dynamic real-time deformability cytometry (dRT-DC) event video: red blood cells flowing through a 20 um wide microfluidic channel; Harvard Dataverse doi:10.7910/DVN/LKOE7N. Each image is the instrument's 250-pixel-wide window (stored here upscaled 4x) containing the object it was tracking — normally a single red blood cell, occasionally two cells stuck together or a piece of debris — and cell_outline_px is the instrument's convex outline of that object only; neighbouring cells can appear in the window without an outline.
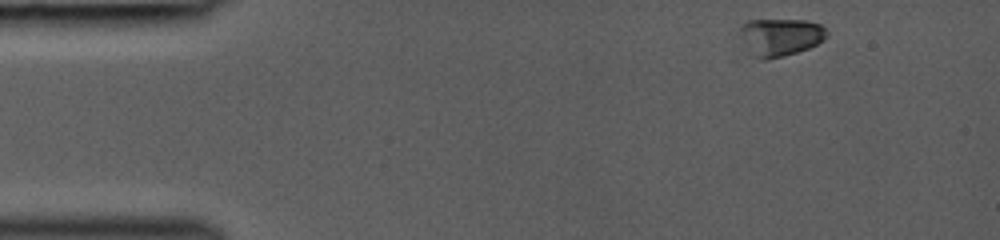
{"species": "common noctule bat (a hibernating species)", "species_latin": "Nyctalus noctula", "temperature_condition": "room temperature", "stored_images_in_passage": 36, "camera_frame_rate_fps": 3000, "um_per_image_px": 0.085, "animal": {"sex": "female", "body_mass_g": 19.0, "forearm_length_mm": 53.3}, "frame": {"image": 1, "passage_image": 1, "time_ms": 0.0, "image_size_px": [1000, 240], "cell_outline_px": [[828, 36], [824, 40], [808, 48], [784, 56], [764, 60], [752, 56], [736, 32], [736, 28], [748, 20], [804, 20], [820, 24], [828, 32]], "centroid_in_image_um": [66.26, 3.14], "position_along_channel_um": 18.7, "area_um2": 19.36}}
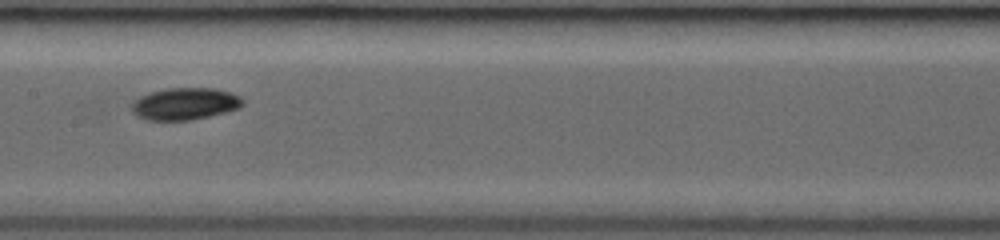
{"frame": {"image": 2, "passage_image": 14, "time_ms": 6.0, "image_size_px": [1000, 240], "cell_outline_px": [[244, 104], [240, 108], [192, 120], [148, 120], [136, 116], [132, 112], [132, 104], [140, 96], [152, 92], [168, 88], [212, 88], [228, 92], [240, 96], [244, 100]], "centroid_in_image_um": [15.73, 8.83], "position_along_channel_um": 191.7, "area_um2": 20.58}}
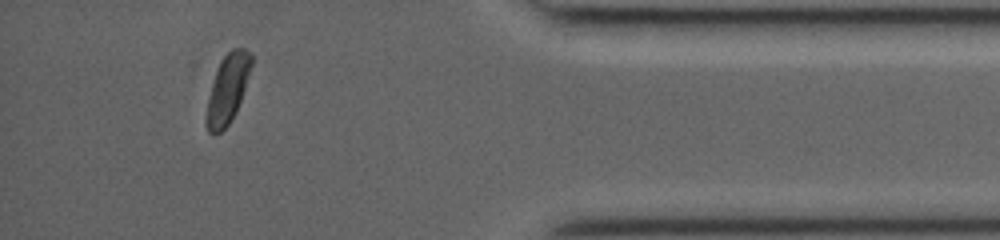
{"frame": {"image": 3, "passage_image": 28, "time_ms": 11.667, "image_size_px": [1000, 240], "cell_outline_px": [[252, 64], [236, 112], [228, 124], [220, 132], [208, 132], [204, 124], [204, 116], [208, 96], [220, 60], [232, 48], [244, 48], [252, 52]], "centroid_in_image_um": [19.32, 7.55], "position_along_channel_um": 415.9, "area_um2": 17.98}}